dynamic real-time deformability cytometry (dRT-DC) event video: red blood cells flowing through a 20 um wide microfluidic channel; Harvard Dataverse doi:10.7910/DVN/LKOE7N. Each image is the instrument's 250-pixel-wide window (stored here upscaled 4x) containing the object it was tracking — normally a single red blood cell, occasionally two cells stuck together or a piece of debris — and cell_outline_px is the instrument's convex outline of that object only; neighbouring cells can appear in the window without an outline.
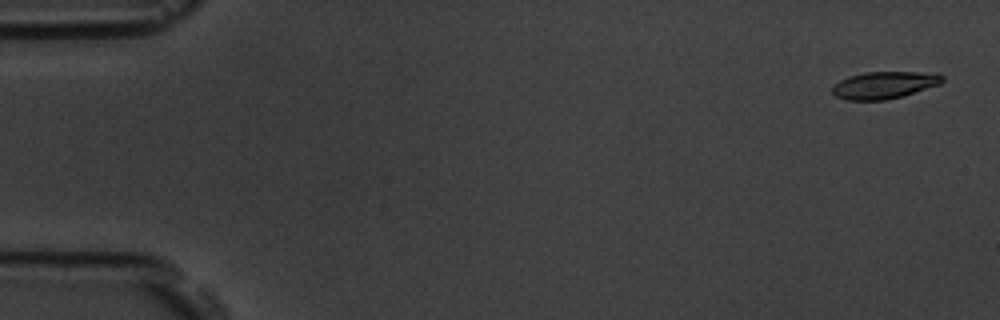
{"species": "common noctule bat (a hibernating species)", "species_latin": "Nyctalus noctula", "temperature_condition": "room temperature", "stored_images_in_passage": 12, "camera_frame_rate_fps": 3000, "um_per_image_px": 0.085, "animal": {"sex": "male", "body_mass_g": 19.5, "forearm_length_mm": 54.6}, "frame": {"image": 1, "passage_image": 2, "time_ms": 0.333, "image_size_px": [1000, 320], "cell_outline_px": [[944, 80], [940, 84], [904, 96], [888, 100], [848, 100], [836, 96], [832, 92], [832, 84], [848, 76], [864, 72], [940, 72], [944, 76]], "centroid_in_image_um": [75.19, 7.22], "position_along_channel_um": 9.8, "area_um2": 17.74}}